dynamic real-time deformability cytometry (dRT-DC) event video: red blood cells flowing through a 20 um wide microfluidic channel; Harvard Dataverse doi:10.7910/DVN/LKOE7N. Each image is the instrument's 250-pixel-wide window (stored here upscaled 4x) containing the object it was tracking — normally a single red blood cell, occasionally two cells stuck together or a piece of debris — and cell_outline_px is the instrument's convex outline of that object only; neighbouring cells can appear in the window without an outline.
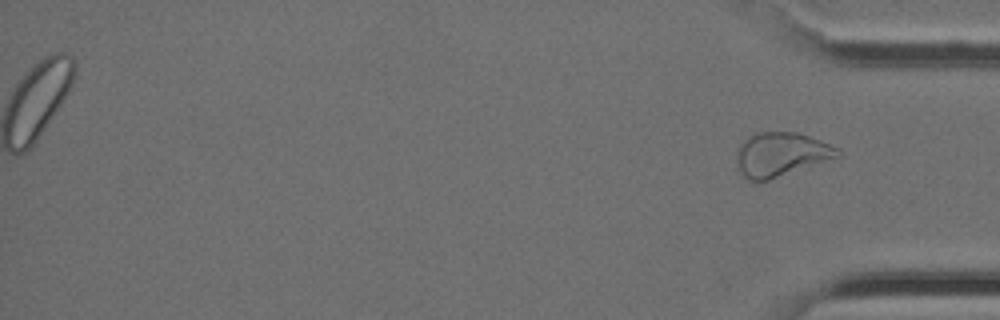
{"species": "Egyptian fruit bat (a non-hibernating species)", "species_latin": "Rousettus aegyptiacus", "temperature_condition": "cold", "stored_images_in_passage": 39, "camera_frame_rate_fps": 3000, "um_per_image_px": 0.085, "animal": {"sex": "female"}, "frame": {"image": 1, "passage_image": 39, "time_ms": 12.667, "image_size_px": [1000, 320], "cell_outline_px": [[844, 152], [840, 156], [768, 180], [748, 180], [740, 172], [736, 164], [736, 148], [748, 136], [760, 132], [796, 132], [820, 140], [840, 148]], "centroid_in_image_um": [66.37, 13.11], "position_along_channel_um": 368.8, "area_um2": 25.89}}